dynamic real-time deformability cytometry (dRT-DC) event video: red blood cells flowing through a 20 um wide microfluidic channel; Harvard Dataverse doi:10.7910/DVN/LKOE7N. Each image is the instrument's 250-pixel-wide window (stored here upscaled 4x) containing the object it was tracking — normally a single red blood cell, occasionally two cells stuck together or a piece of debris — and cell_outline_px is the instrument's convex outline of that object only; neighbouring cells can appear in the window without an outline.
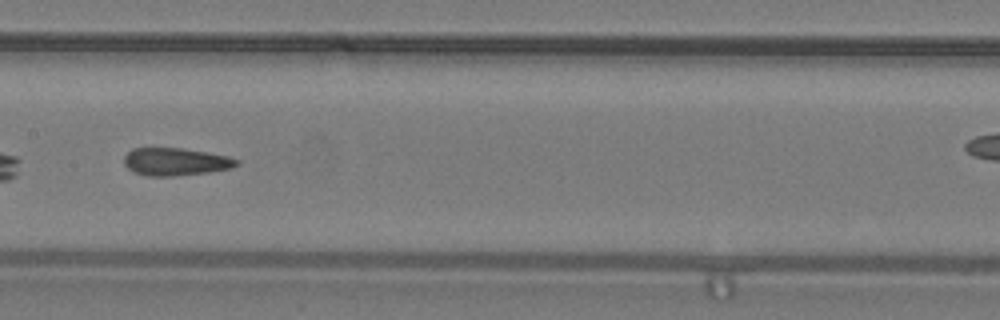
{"species": "common noctule bat (a hibernating species)", "species_latin": "Nyctalus noctula", "temperature_condition": "warm", "stored_images_in_passage": 32, "camera_frame_rate_fps": 3000, "um_per_image_px": 0.085, "animal": {"sex": "male", "body_mass_g": 19.2, "forearm_length_mm": 51.8}, "frame": {"image": 1, "passage_image": 14, "time_ms": 4.333, "image_size_px": [1000, 320], "cell_outline_px": [[240, 164], [232, 168], [208, 172], [172, 176], [148, 176], [136, 172], [128, 168], [124, 164], [124, 156], [132, 148], [180, 148], [228, 156], [240, 160]], "centroid_in_image_um": [14.94, 13.74], "position_along_channel_um": 192.5, "area_um2": 18.03}, "authors_computed_cell_mechanics": {"area_um2": 18.5538, "velocity_mm_per_s": 4.2476, "shape_relaxation_time_tau1_ms": null, "shape_relaxation_time_tau2_ms": 1.928, "deformation_change_tau1": null, "deformation_change_tau2": 0.0895}}